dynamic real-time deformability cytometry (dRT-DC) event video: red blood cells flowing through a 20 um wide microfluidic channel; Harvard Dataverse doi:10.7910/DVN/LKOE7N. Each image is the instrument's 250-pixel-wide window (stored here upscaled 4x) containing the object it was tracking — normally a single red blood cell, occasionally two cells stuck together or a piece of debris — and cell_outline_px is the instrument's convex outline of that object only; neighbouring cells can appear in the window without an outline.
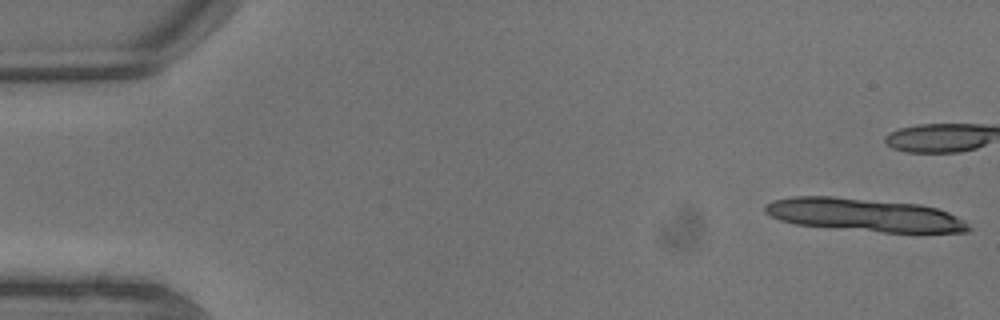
{"species": "common noctule bat (a hibernating species)", "species_latin": "Nyctalus noctula", "temperature_condition": "warm", "stored_images_in_passage": 7, "camera_frame_rate_fps": 3000, "um_per_image_px": 0.085, "animal": {"sex": "male", "body_mass_g": 13.3}, "frame": {"image": 1, "passage_image": 1, "time_ms": 0.0, "image_size_px": [1000, 320], "cell_outline_px": [[972, 228], [968, 232], [880, 232], [796, 224], [780, 220], [764, 212], [764, 204], [772, 200], [792, 196], [832, 196], [920, 204], [936, 208], [948, 212], [964, 220]], "centroid_in_image_um": [73.45, 18.26], "position_along_channel_um": 11.5, "area_um2": 39.13}}